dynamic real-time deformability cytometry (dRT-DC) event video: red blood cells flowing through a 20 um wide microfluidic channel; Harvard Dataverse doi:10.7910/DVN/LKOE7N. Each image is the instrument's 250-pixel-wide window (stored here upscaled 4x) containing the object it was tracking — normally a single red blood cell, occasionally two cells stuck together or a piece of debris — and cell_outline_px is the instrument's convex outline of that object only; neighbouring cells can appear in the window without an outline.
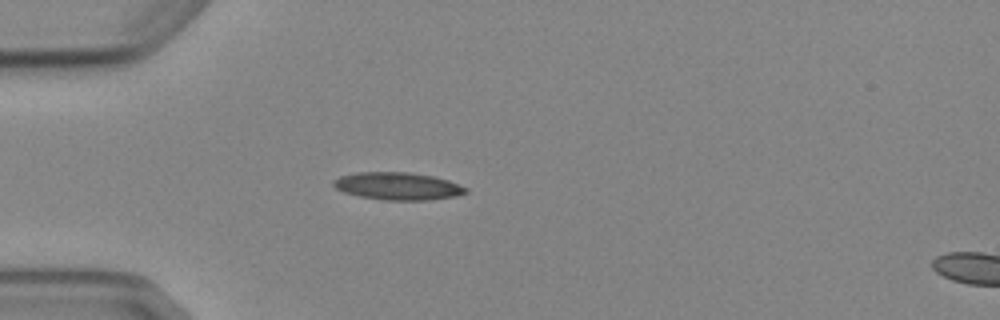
{"species": "Egyptian fruit bat (a non-hibernating species)", "species_latin": "Rousettus aegyptiacus", "temperature_condition": "cold", "stored_images_in_passage": 5, "segment_of_instrument_passage": [1, 2], "camera_frame_rate_fps": 3000, "um_per_image_px": 0.085, "animal": {"sex": "female"}, "frame": {"image": 1, "passage_image": 4, "time_ms": 3.333, "image_size_px": [1000, 320], "cell_outline_px": [[468, 192], [456, 196], [428, 200], [384, 200], [360, 196], [344, 192], [336, 188], [332, 184], [332, 180], [340, 176], [356, 172], [412, 172], [432, 176], [448, 180], [468, 188]], "centroid_in_image_um": [33.81, 15.81], "position_along_channel_um": 51.2, "area_um2": 21.27}}